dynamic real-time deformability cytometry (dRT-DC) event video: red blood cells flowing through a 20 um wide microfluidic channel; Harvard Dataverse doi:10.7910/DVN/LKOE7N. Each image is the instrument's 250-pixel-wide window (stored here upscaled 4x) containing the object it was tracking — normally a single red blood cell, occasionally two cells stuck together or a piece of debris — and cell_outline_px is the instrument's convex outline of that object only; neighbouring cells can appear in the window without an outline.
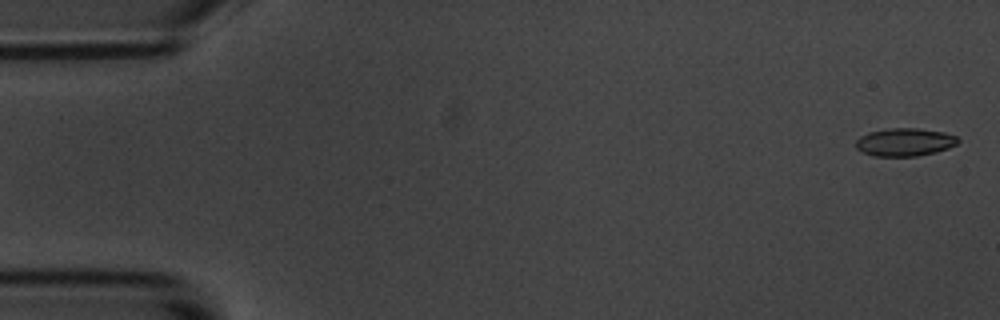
{"species": "common noctule bat (a hibernating species)", "species_latin": "Nyctalus noctula", "temperature_condition": "room temperature", "stored_images_in_passage": 6, "camera_frame_rate_fps": 3000, "um_per_image_px": 0.085, "animal": {"sex": "male", "body_mass_g": 20.1, "forearm_length_mm": 53.5}, "frame": {"image": 1, "passage_image": 1, "time_ms": 0.0, "image_size_px": [1000, 320], "cell_outline_px": [[960, 140], [956, 144], [948, 148], [936, 152], [916, 156], [872, 156], [856, 148], [856, 140], [860, 136], [868, 132], [888, 128], [916, 128], [944, 132], [956, 136]], "centroid_in_image_um": [76.89, 12.07], "position_along_channel_um": 8.1, "area_um2": 16.65}}
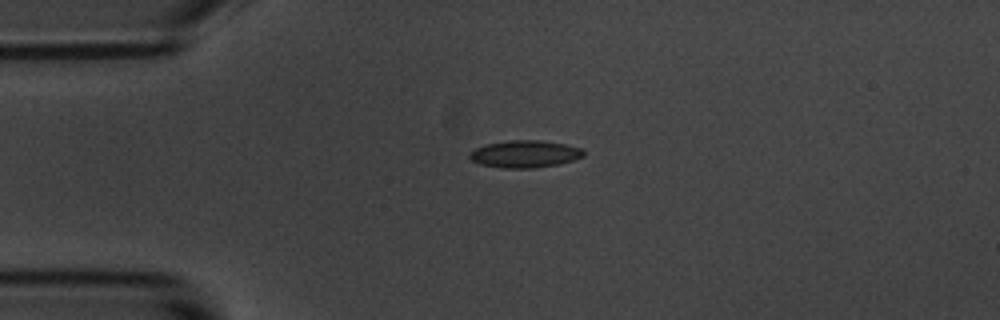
{"frame": {"image": 2, "passage_image": 4, "time_ms": 4.0, "image_size_px": [1000, 320], "cell_outline_px": [[584, 156], [572, 160], [556, 164], [532, 168], [500, 168], [480, 164], [472, 160], [468, 156], [468, 152], [484, 144], [512, 140], [540, 140], [564, 144], [580, 148], [584, 152]], "centroid_in_image_um": [44.55, 13.08], "position_along_channel_um": 40.4, "area_um2": 17.98}}